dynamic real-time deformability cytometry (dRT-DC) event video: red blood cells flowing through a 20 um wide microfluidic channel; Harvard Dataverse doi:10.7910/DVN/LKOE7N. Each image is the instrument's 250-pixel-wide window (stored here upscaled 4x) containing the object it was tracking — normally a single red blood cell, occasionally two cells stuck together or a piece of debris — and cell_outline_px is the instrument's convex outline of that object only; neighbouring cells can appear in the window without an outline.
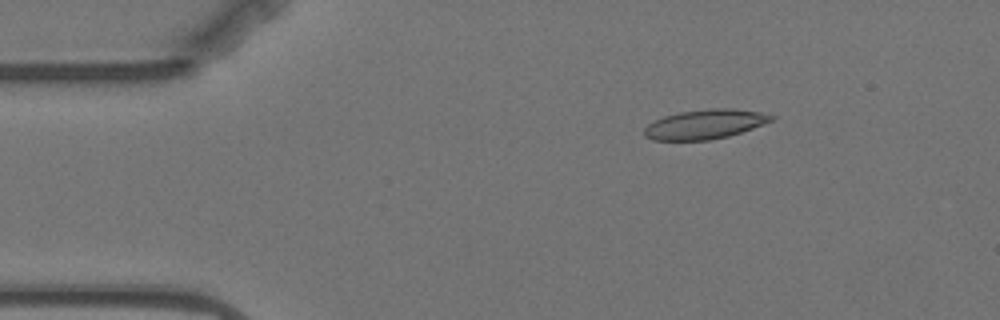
{"species": "Egyptian fruit bat (a non-hibernating species)", "species_latin": "Rousettus aegyptiacus", "temperature_condition": "warm", "stored_images_in_passage": 4, "camera_frame_rate_fps": 3000, "um_per_image_px": 0.085, "animal": {"sex": "female"}, "frame": {"image": 1, "passage_image": 2, "time_ms": 1.333, "image_size_px": [1000, 320], "cell_outline_px": [[776, 116], [772, 120], [752, 128], [728, 136], [708, 140], [652, 140], [644, 136], [644, 128], [648, 124], [664, 116], [680, 112], [712, 108], [732, 108], [760, 112]], "centroid_in_image_um": [59.9, 10.56], "position_along_channel_um": 25.1, "area_um2": 21.62}}